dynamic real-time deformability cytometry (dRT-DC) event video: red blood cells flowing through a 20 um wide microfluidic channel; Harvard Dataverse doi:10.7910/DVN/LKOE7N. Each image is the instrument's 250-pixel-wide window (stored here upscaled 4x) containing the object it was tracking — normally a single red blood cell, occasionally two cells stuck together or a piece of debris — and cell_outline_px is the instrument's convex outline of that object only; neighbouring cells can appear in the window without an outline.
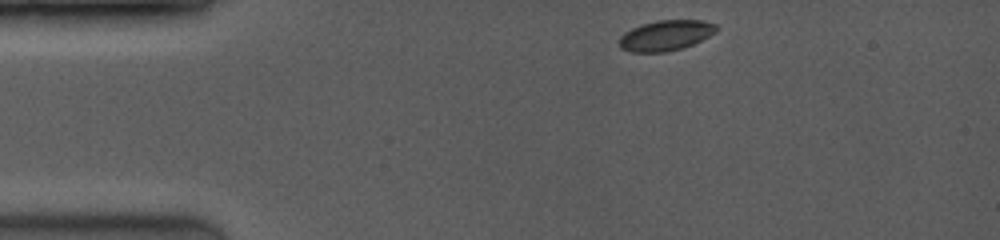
{"species": "common noctule bat (a hibernating species)", "species_latin": "Nyctalus noctula", "temperature_condition": "room temperature", "stored_images_in_passage": 4, "camera_frame_rate_fps": 3500, "um_per_image_px": 0.085, "animal": {"sex": "female", "body_mass_g": 19.0, "forearm_length_mm": 53.3}, "frame": {"image": 1, "passage_image": 1, "time_ms": 0.0, "image_size_px": [1000, 240], "cell_outline_px": [[720, 28], [716, 32], [684, 48], [668, 52], [628, 52], [620, 48], [620, 36], [624, 32], [632, 28], [644, 24], [660, 20], [700, 20], [716, 24]], "centroid_in_image_um": [56.59, 3.02], "position_along_channel_um": 28.4, "area_um2": 17.22}}